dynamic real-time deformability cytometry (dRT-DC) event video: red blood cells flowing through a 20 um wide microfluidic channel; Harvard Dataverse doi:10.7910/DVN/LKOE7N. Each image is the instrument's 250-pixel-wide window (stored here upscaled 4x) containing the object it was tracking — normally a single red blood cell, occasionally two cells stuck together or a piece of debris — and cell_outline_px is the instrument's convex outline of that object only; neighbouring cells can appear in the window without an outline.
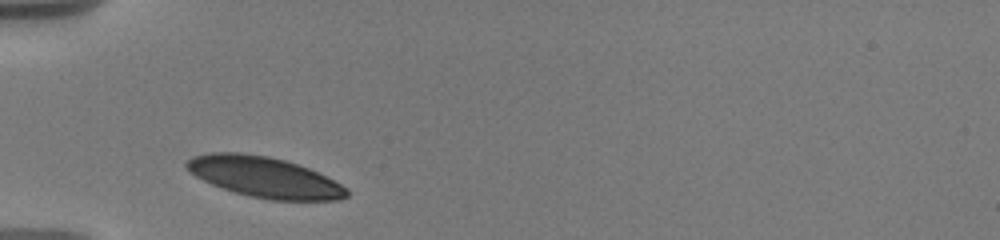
{"species": "human", "species_latin": "Homo sapiens", "temperature_condition": "warm", "stored_images_in_passage": 5, "camera_frame_rate_fps": 3000, "um_per_image_px": 0.085, "donor": {"sex": "male"}, "frame": {"image": 1, "passage_image": 1, "time_ms": 0.0, "image_size_px": [1000, 240], "cell_outline_px": [[348, 196], [340, 200], [272, 200], [248, 196], [212, 184], [196, 176], [184, 164], [192, 156], [212, 152], [240, 152], [268, 156], [284, 160], [308, 168], [348, 188]], "centroid_in_image_um": [22.48, 15.05], "position_along_channel_um": 62.5, "area_um2": 37.45}}
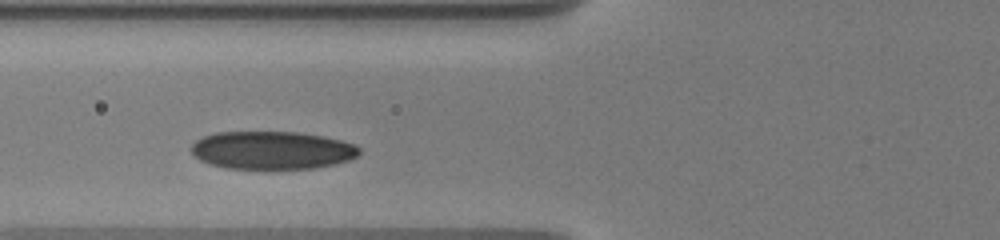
{"frame": {"image": 2, "passage_image": 3, "time_ms": 1.333, "image_size_px": [1000, 240], "cell_outline_px": [[360, 152], [356, 156], [348, 160], [336, 164], [316, 168], [224, 168], [208, 164], [200, 160], [192, 152], [192, 144], [196, 140], [204, 136], [216, 132], [296, 132], [320, 136], [340, 140], [356, 144], [360, 148]], "centroid_in_image_um": [23.12, 12.77], "position_along_channel_um": 102.7, "area_um2": 37.05}}
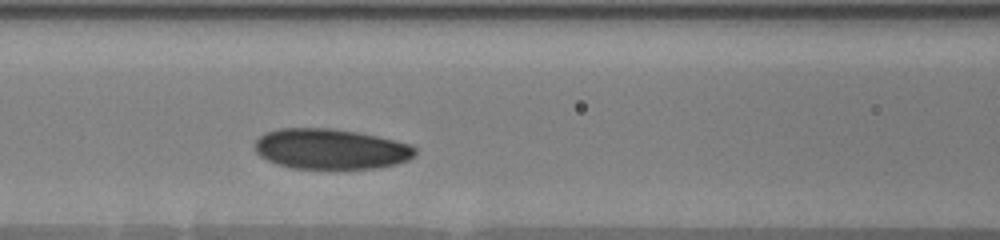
{"frame": {"image": 3, "passage_image": 5, "time_ms": 2.333, "image_size_px": [1000, 240], "cell_outline_px": [[416, 152], [408, 160], [396, 164], [376, 168], [292, 168], [276, 164], [260, 156], [256, 152], [256, 140], [264, 132], [280, 128], [328, 128], [356, 132], [376, 136], [412, 144], [416, 148]], "centroid_in_image_um": [28.1, 12.66], "position_along_channel_um": 138.5, "area_um2": 37.57}}